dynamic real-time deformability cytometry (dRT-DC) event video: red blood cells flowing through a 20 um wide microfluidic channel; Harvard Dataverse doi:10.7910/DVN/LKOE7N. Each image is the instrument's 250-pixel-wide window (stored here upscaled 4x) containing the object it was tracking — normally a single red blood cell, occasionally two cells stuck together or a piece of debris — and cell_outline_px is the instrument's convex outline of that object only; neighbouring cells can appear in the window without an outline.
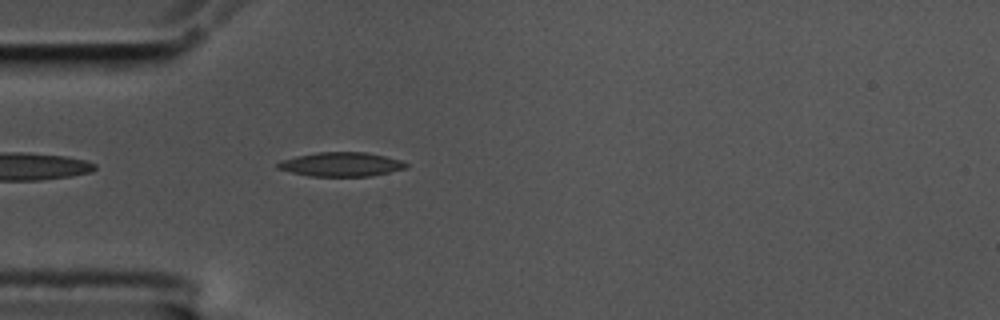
{"species": "common noctule bat (a hibernating species)", "species_latin": "Nyctalus noctula", "temperature_condition": "cold", "stored_images_in_passage": 45, "camera_frame_rate_fps": 3000, "um_per_image_px": 0.085, "animal": {"sex": "male", "body_mass_g": 17.5, "forearm_length_mm": 52.3}, "frame": {"image": 1, "passage_image": 3, "time_ms": 0.667, "image_size_px": [1000, 320], "cell_outline_px": [[408, 168], [372, 176], [308, 176], [276, 168], [276, 164], [280, 160], [296, 156], [316, 152], [364, 152], [384, 156], [400, 160], [408, 164]], "centroid_in_image_um": [28.98, 13.97], "position_along_channel_um": 56.0, "area_um2": 18.09}}
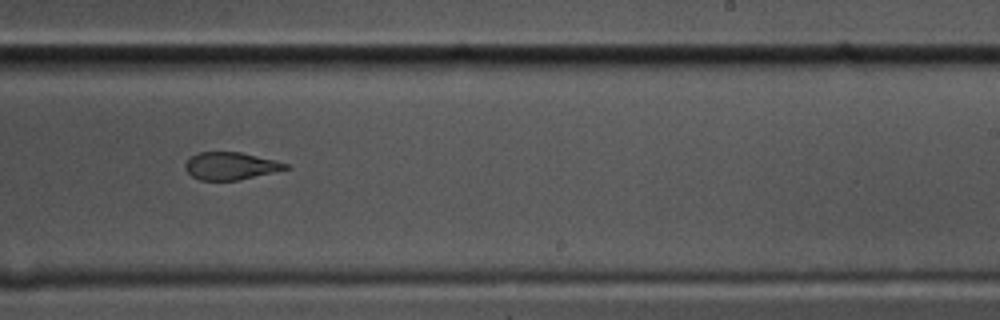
{"frame": {"image": 2, "passage_image": 22, "time_ms": 7.0, "image_size_px": [1000, 320], "cell_outline_px": [[292, 168], [240, 180], [200, 180], [192, 176], [184, 168], [184, 164], [192, 156], [200, 152], [240, 152], [276, 160], [288, 164]], "centroid_in_image_um": [19.64, 14.11], "position_along_channel_um": 269.4, "area_um2": 16.13}}
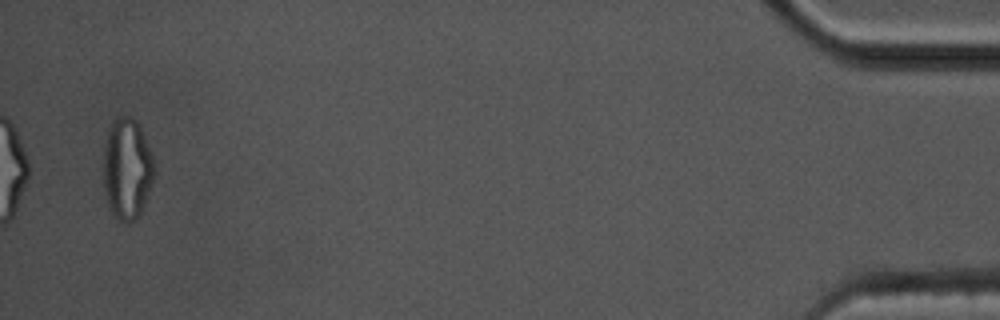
{"frame": {"image": 3, "passage_image": 43, "time_ms": 14.0, "image_size_px": [1000, 320], "cell_outline_px": [[152, 180], [144, 204], [140, 212], [132, 220], [120, 220], [112, 212], [108, 200], [104, 184], [104, 144], [108, 128], [112, 120], [116, 116], [128, 116], [136, 120], [140, 124], [152, 156]], "centroid_in_image_um": [10.77, 14.23], "position_along_channel_um": 424.4, "area_um2": 29.19}, "authors_computed_cell_mechanics": {"area_um2": 17.918, "velocity_mm_per_s": 3.4428, "shape_relaxation_time_tau1_ms": null, "shape_relaxation_time_tau2_ms": 2.2503, "deformation_change_tau1": null, "deformation_change_tau2": 0.1022}}